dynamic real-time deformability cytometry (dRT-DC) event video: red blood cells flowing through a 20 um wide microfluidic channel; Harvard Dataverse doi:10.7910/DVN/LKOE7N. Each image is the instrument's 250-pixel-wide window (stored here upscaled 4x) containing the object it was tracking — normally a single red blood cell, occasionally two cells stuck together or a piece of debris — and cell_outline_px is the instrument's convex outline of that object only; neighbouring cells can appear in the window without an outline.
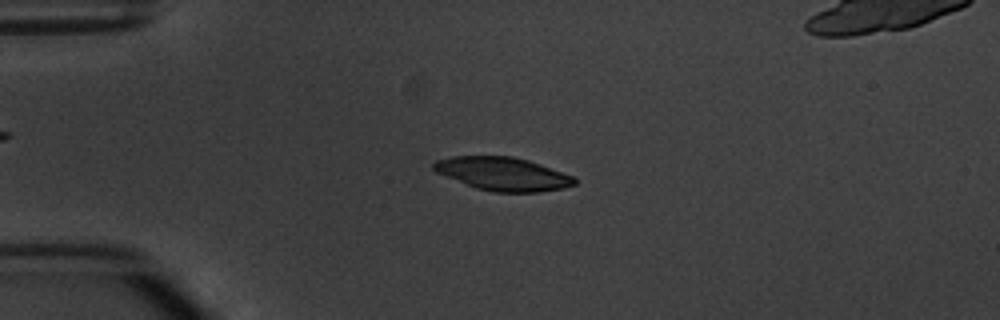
{"species": "common noctule bat (a hibernating species)", "species_latin": "Nyctalus noctula", "temperature_condition": "warm", "stored_images_in_passage": 4, "camera_frame_rate_fps": 3000, "um_per_image_px": 0.085, "animal": {"sex": "male", "body_mass_g": 20.1, "forearm_length_mm": 53.5}, "frame": {"image": 1, "passage_image": 3, "time_ms": 2.333, "image_size_px": [1000, 320], "cell_outline_px": [[576, 184], [564, 188], [536, 192], [496, 192], [476, 188], [436, 172], [432, 168], [432, 164], [436, 160], [452, 156], [512, 156], [528, 160], [576, 176]], "centroid_in_image_um": [42.77, 14.77], "position_along_channel_um": 42.2, "area_um2": 27.34}}